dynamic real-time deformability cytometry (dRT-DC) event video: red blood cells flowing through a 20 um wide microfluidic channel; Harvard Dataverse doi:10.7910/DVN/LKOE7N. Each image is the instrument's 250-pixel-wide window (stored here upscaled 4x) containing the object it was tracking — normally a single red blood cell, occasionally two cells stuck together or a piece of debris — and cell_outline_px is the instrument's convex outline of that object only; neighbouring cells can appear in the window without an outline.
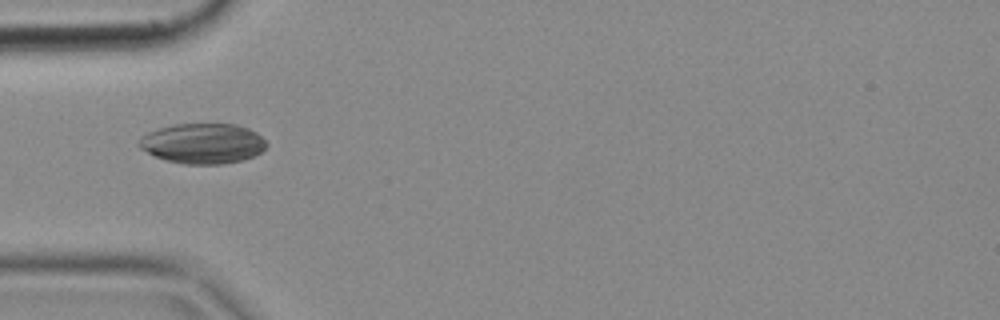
{"species": "common noctule bat (a hibernating species)", "species_latin": "Nyctalus noctula", "temperature_condition": "cold", "stored_images_in_passage": 5, "camera_frame_rate_fps": 3000, "um_per_image_px": 0.085, "animal": {"sex": "female", "body_mass_g": 18.4}, "frame": {"image": 1, "passage_image": 5, "time_ms": 1.333, "image_size_px": [1000, 320], "cell_outline_px": [[268, 144], [256, 156], [244, 160], [224, 164], [184, 164], [164, 160], [140, 148], [136, 144], [140, 136], [148, 132], [172, 124], [236, 124], [248, 128], [256, 132]], "centroid_in_image_um": [17.23, 12.2], "position_along_channel_um": 67.8, "area_um2": 30.11}}